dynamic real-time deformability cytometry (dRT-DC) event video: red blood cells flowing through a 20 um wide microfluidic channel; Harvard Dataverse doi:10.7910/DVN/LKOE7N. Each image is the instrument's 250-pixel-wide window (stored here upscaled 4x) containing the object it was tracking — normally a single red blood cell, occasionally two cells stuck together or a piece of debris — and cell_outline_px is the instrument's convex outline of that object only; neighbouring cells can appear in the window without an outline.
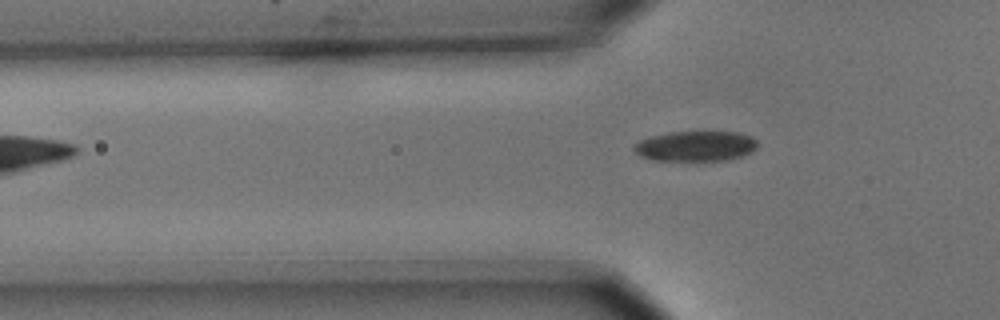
{"species": "common noctule bat (a hibernating species)", "species_latin": "Nyctalus noctula", "temperature_condition": "cold", "stored_images_in_passage": 4, "camera_frame_rate_fps": 3000, "um_per_image_px": 0.085, "animal": {"sex": "male", "body_mass_g": 15.6}, "frame": {"image": 1, "passage_image": 4, "time_ms": 1.0, "image_size_px": [1000, 320], "cell_outline_px": [[756, 148], [752, 152], [744, 156], [728, 160], [652, 160], [640, 156], [632, 148], [632, 144], [640, 140], [652, 136], [668, 132], [736, 132], [752, 136], [756, 140]], "centroid_in_image_um": [59.12, 12.42], "position_along_channel_um": 66.7, "area_um2": 21.85}}